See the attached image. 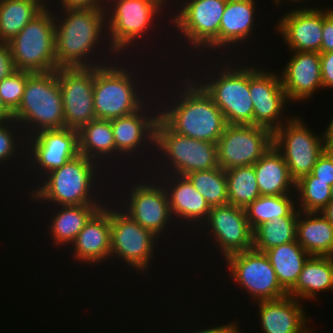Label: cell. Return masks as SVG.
I'll return each instance as SVG.
<instances>
[{"instance_id": "d6a6232c", "label": "cell", "mask_w": 333, "mask_h": 333, "mask_svg": "<svg viewBox=\"0 0 333 333\" xmlns=\"http://www.w3.org/2000/svg\"><path fill=\"white\" fill-rule=\"evenodd\" d=\"M45 7L41 0H0V42L8 43Z\"/></svg>"}, {"instance_id": "d4e9b609", "label": "cell", "mask_w": 333, "mask_h": 333, "mask_svg": "<svg viewBox=\"0 0 333 333\" xmlns=\"http://www.w3.org/2000/svg\"><path fill=\"white\" fill-rule=\"evenodd\" d=\"M69 250L71 258L76 260L74 263L79 265L87 263L86 266L93 268L110 262V200L90 218Z\"/></svg>"}, {"instance_id": "83f0119b", "label": "cell", "mask_w": 333, "mask_h": 333, "mask_svg": "<svg viewBox=\"0 0 333 333\" xmlns=\"http://www.w3.org/2000/svg\"><path fill=\"white\" fill-rule=\"evenodd\" d=\"M79 154L116 174V146L111 121L94 119L78 130ZM111 169V170H110Z\"/></svg>"}, {"instance_id": "5b68a950", "label": "cell", "mask_w": 333, "mask_h": 333, "mask_svg": "<svg viewBox=\"0 0 333 333\" xmlns=\"http://www.w3.org/2000/svg\"><path fill=\"white\" fill-rule=\"evenodd\" d=\"M205 58H190L187 63L190 62L183 64L182 68L186 65L185 72L191 75L221 109L227 124L253 125V101L249 92L250 62L247 61L249 58L208 57L209 61ZM191 60L195 62L191 63Z\"/></svg>"}, {"instance_id": "4dcf8cb0", "label": "cell", "mask_w": 333, "mask_h": 333, "mask_svg": "<svg viewBox=\"0 0 333 333\" xmlns=\"http://www.w3.org/2000/svg\"><path fill=\"white\" fill-rule=\"evenodd\" d=\"M296 241L310 256L333 257V225L320 212L299 211Z\"/></svg>"}, {"instance_id": "d590c367", "label": "cell", "mask_w": 333, "mask_h": 333, "mask_svg": "<svg viewBox=\"0 0 333 333\" xmlns=\"http://www.w3.org/2000/svg\"><path fill=\"white\" fill-rule=\"evenodd\" d=\"M225 174L229 204L246 208L261 196L253 165L234 167Z\"/></svg>"}, {"instance_id": "44dd1931", "label": "cell", "mask_w": 333, "mask_h": 333, "mask_svg": "<svg viewBox=\"0 0 333 333\" xmlns=\"http://www.w3.org/2000/svg\"><path fill=\"white\" fill-rule=\"evenodd\" d=\"M150 175L156 177L164 186L168 195L170 212L177 227L179 226L180 230L187 228L184 230L186 233L192 234L193 230L195 232L207 219L211 210L206 199L196 190L186 176L175 174Z\"/></svg>"}, {"instance_id": "f546056e", "label": "cell", "mask_w": 333, "mask_h": 333, "mask_svg": "<svg viewBox=\"0 0 333 333\" xmlns=\"http://www.w3.org/2000/svg\"><path fill=\"white\" fill-rule=\"evenodd\" d=\"M253 167L261 195L295 194V181L282 154L273 145Z\"/></svg>"}, {"instance_id": "7dc6e473", "label": "cell", "mask_w": 333, "mask_h": 333, "mask_svg": "<svg viewBox=\"0 0 333 333\" xmlns=\"http://www.w3.org/2000/svg\"><path fill=\"white\" fill-rule=\"evenodd\" d=\"M323 130L325 150L333 153V115Z\"/></svg>"}, {"instance_id": "52a82bcc", "label": "cell", "mask_w": 333, "mask_h": 333, "mask_svg": "<svg viewBox=\"0 0 333 333\" xmlns=\"http://www.w3.org/2000/svg\"><path fill=\"white\" fill-rule=\"evenodd\" d=\"M170 3V0L110 1L106 5L107 38L114 53L118 57L123 56L129 58L133 56L135 59L133 54L134 52H138L136 53L138 54L136 59L140 56L139 58L144 60L139 53V50L142 49V45L144 47L142 50L151 51L153 47L155 48L153 44L158 45L157 40H159V38H156L158 36H156L154 32L158 28L159 30H157V32L162 31V26H159L161 21H165L167 18L165 21L166 23L168 22L166 26L170 27V15H168V12H171L169 8ZM167 9H169V11ZM162 17L166 18L163 19ZM159 21L160 23H158ZM155 25H158V28ZM150 32H153V34ZM152 35L155 37L152 40L156 42L151 44L150 37L152 38ZM147 40H149L150 46L147 45L149 42L145 43ZM151 46L152 48L149 50Z\"/></svg>"}, {"instance_id": "681fc988", "label": "cell", "mask_w": 333, "mask_h": 333, "mask_svg": "<svg viewBox=\"0 0 333 333\" xmlns=\"http://www.w3.org/2000/svg\"><path fill=\"white\" fill-rule=\"evenodd\" d=\"M271 1H273V4H274V7H278V6H282L285 2L284 1H286V2H288V1H290L289 2V4L292 6L294 3V6L293 7H296L295 5L297 4L298 5V3H299V5L297 6V7H300V8H303V7H312L311 5H310V3H308V0H271ZM311 1V0H310ZM303 2H306V4H307V6H306V4L304 5L303 4ZM293 3V4H292ZM280 4H282V5H280ZM309 4V5H308ZM304 5V6H303Z\"/></svg>"}, {"instance_id": "3957f363", "label": "cell", "mask_w": 333, "mask_h": 333, "mask_svg": "<svg viewBox=\"0 0 333 333\" xmlns=\"http://www.w3.org/2000/svg\"><path fill=\"white\" fill-rule=\"evenodd\" d=\"M157 57L158 59L155 60V62L152 59L153 62L149 61V65L143 69L140 68L141 63L138 64L134 62L132 57H129V59L128 57L127 59L126 57H118L113 62L94 67L93 104L96 119L111 120L131 114L138 111L155 94L154 88H156L159 75L160 73L162 74V70L163 74L166 70L163 69L165 68V66H163L164 64H162V66L159 65L161 60L159 59V56ZM130 60H132L131 64L129 63ZM156 62L159 66L155 65ZM148 67L149 73L155 72L153 76L152 73H146L148 72ZM154 67L158 71L154 70ZM138 71L141 72V74ZM143 77L146 81L143 80Z\"/></svg>"}, {"instance_id": "7a4b0ae2", "label": "cell", "mask_w": 333, "mask_h": 333, "mask_svg": "<svg viewBox=\"0 0 333 333\" xmlns=\"http://www.w3.org/2000/svg\"><path fill=\"white\" fill-rule=\"evenodd\" d=\"M53 12L58 69L99 67L118 58L107 38L106 9H53Z\"/></svg>"}, {"instance_id": "9a60e30c", "label": "cell", "mask_w": 333, "mask_h": 333, "mask_svg": "<svg viewBox=\"0 0 333 333\" xmlns=\"http://www.w3.org/2000/svg\"><path fill=\"white\" fill-rule=\"evenodd\" d=\"M298 115H292L273 133V146L282 154L295 183L309 175L319 156L325 151L324 135Z\"/></svg>"}, {"instance_id": "5bb4252c", "label": "cell", "mask_w": 333, "mask_h": 333, "mask_svg": "<svg viewBox=\"0 0 333 333\" xmlns=\"http://www.w3.org/2000/svg\"><path fill=\"white\" fill-rule=\"evenodd\" d=\"M78 154V130L44 129L27 137L25 158L27 166L22 178L25 176L29 178L31 174L29 181H32L33 185L25 186L26 191L29 192L46 174L61 167Z\"/></svg>"}, {"instance_id": "bcb514c9", "label": "cell", "mask_w": 333, "mask_h": 333, "mask_svg": "<svg viewBox=\"0 0 333 333\" xmlns=\"http://www.w3.org/2000/svg\"><path fill=\"white\" fill-rule=\"evenodd\" d=\"M239 321L238 319H233L232 321H228L225 324L219 325V324H212V326L209 325V327H207V325L205 326V328L199 327L197 329L193 331H191L190 333H241V323L239 325ZM198 330V331H197Z\"/></svg>"}, {"instance_id": "9c48e42d", "label": "cell", "mask_w": 333, "mask_h": 333, "mask_svg": "<svg viewBox=\"0 0 333 333\" xmlns=\"http://www.w3.org/2000/svg\"><path fill=\"white\" fill-rule=\"evenodd\" d=\"M158 106L154 94L138 111L110 120L116 146V173L141 171V169L146 171L152 165L155 153V128L159 119Z\"/></svg>"}, {"instance_id": "f6af8a7d", "label": "cell", "mask_w": 333, "mask_h": 333, "mask_svg": "<svg viewBox=\"0 0 333 333\" xmlns=\"http://www.w3.org/2000/svg\"><path fill=\"white\" fill-rule=\"evenodd\" d=\"M17 71L8 43L0 42V81Z\"/></svg>"}, {"instance_id": "7402d4cb", "label": "cell", "mask_w": 333, "mask_h": 333, "mask_svg": "<svg viewBox=\"0 0 333 333\" xmlns=\"http://www.w3.org/2000/svg\"><path fill=\"white\" fill-rule=\"evenodd\" d=\"M256 2L258 1L227 0L220 22L218 57H234V55L235 57L237 55L244 57V45L247 46L248 43L250 45L253 42L252 39L254 34H257L256 29L259 27L257 19L259 18L260 9L258 6L260 5ZM257 9L259 12H256ZM238 49L243 51L241 52Z\"/></svg>"}, {"instance_id": "4316f807", "label": "cell", "mask_w": 333, "mask_h": 333, "mask_svg": "<svg viewBox=\"0 0 333 333\" xmlns=\"http://www.w3.org/2000/svg\"><path fill=\"white\" fill-rule=\"evenodd\" d=\"M104 205L86 204L52 206V208L48 206L49 208L47 207L46 209L38 208L41 212L42 210L43 212L47 210L44 213H47L48 210L50 211L49 219L44 217L48 221L47 224H49L45 229L49 234L47 237H50L49 242L51 240V244L55 248L58 247L62 250L63 247H67L68 249L90 218Z\"/></svg>"}, {"instance_id": "8d00e7d4", "label": "cell", "mask_w": 333, "mask_h": 333, "mask_svg": "<svg viewBox=\"0 0 333 333\" xmlns=\"http://www.w3.org/2000/svg\"><path fill=\"white\" fill-rule=\"evenodd\" d=\"M298 216H286L259 225L253 231V249L265 252L275 246L296 241Z\"/></svg>"}, {"instance_id": "2e32d148", "label": "cell", "mask_w": 333, "mask_h": 333, "mask_svg": "<svg viewBox=\"0 0 333 333\" xmlns=\"http://www.w3.org/2000/svg\"><path fill=\"white\" fill-rule=\"evenodd\" d=\"M225 274L248 294L254 303L262 300H274L288 295L280 285L276 273L264 252L255 249L245 250L229 255L223 261ZM226 263V264H225ZM246 292V294H245Z\"/></svg>"}, {"instance_id": "ab89813d", "label": "cell", "mask_w": 333, "mask_h": 333, "mask_svg": "<svg viewBox=\"0 0 333 333\" xmlns=\"http://www.w3.org/2000/svg\"><path fill=\"white\" fill-rule=\"evenodd\" d=\"M32 72L17 70L0 81V97L5 106L13 113L23 97L27 78Z\"/></svg>"}, {"instance_id": "74e56055", "label": "cell", "mask_w": 333, "mask_h": 333, "mask_svg": "<svg viewBox=\"0 0 333 333\" xmlns=\"http://www.w3.org/2000/svg\"><path fill=\"white\" fill-rule=\"evenodd\" d=\"M186 177L210 207L229 204L225 170L214 168L189 173Z\"/></svg>"}, {"instance_id": "cb8c5ba5", "label": "cell", "mask_w": 333, "mask_h": 333, "mask_svg": "<svg viewBox=\"0 0 333 333\" xmlns=\"http://www.w3.org/2000/svg\"><path fill=\"white\" fill-rule=\"evenodd\" d=\"M288 53H292V56L284 63L286 65L282 71L278 70L287 99L290 105L308 102L315 97L314 94L318 93V90L319 92L323 90L320 53L299 51Z\"/></svg>"}, {"instance_id": "f5cc1de1", "label": "cell", "mask_w": 333, "mask_h": 333, "mask_svg": "<svg viewBox=\"0 0 333 333\" xmlns=\"http://www.w3.org/2000/svg\"><path fill=\"white\" fill-rule=\"evenodd\" d=\"M331 198H332V201H333V184L331 186Z\"/></svg>"}, {"instance_id": "ba28073f", "label": "cell", "mask_w": 333, "mask_h": 333, "mask_svg": "<svg viewBox=\"0 0 333 333\" xmlns=\"http://www.w3.org/2000/svg\"><path fill=\"white\" fill-rule=\"evenodd\" d=\"M125 174L127 175V173L121 172L111 175V182L113 183L114 181V183H111L110 186V199L114 203H117L116 205H118V207L132 220L136 221L143 228L150 230L154 235H156L161 242L165 241L163 238L170 240L169 236L174 235V230L176 232L178 229L183 233V230H180L179 227H175L176 223L174 222L170 212L168 195L162 183L156 177L150 175L147 171L141 170L134 171L133 173L128 172L127 176ZM170 228L171 230H169Z\"/></svg>"}, {"instance_id": "f1b7e54d", "label": "cell", "mask_w": 333, "mask_h": 333, "mask_svg": "<svg viewBox=\"0 0 333 333\" xmlns=\"http://www.w3.org/2000/svg\"><path fill=\"white\" fill-rule=\"evenodd\" d=\"M327 292L333 294V257L310 256L288 296L304 303L306 300L319 302V295Z\"/></svg>"}, {"instance_id": "7bdbcfd3", "label": "cell", "mask_w": 333, "mask_h": 333, "mask_svg": "<svg viewBox=\"0 0 333 333\" xmlns=\"http://www.w3.org/2000/svg\"><path fill=\"white\" fill-rule=\"evenodd\" d=\"M333 51V8L323 6V28L321 52Z\"/></svg>"}, {"instance_id": "11a10c76", "label": "cell", "mask_w": 333, "mask_h": 333, "mask_svg": "<svg viewBox=\"0 0 333 333\" xmlns=\"http://www.w3.org/2000/svg\"><path fill=\"white\" fill-rule=\"evenodd\" d=\"M41 1L46 5V2H47L46 0H41Z\"/></svg>"}, {"instance_id": "4fadbf2b", "label": "cell", "mask_w": 333, "mask_h": 333, "mask_svg": "<svg viewBox=\"0 0 333 333\" xmlns=\"http://www.w3.org/2000/svg\"><path fill=\"white\" fill-rule=\"evenodd\" d=\"M17 70L50 72L58 69L55 52V17L45 7L8 42Z\"/></svg>"}, {"instance_id": "30bf717a", "label": "cell", "mask_w": 333, "mask_h": 333, "mask_svg": "<svg viewBox=\"0 0 333 333\" xmlns=\"http://www.w3.org/2000/svg\"><path fill=\"white\" fill-rule=\"evenodd\" d=\"M152 164L146 170L149 174L186 176L195 171L218 168L217 143L179 135L159 118Z\"/></svg>"}, {"instance_id": "d6986e66", "label": "cell", "mask_w": 333, "mask_h": 333, "mask_svg": "<svg viewBox=\"0 0 333 333\" xmlns=\"http://www.w3.org/2000/svg\"><path fill=\"white\" fill-rule=\"evenodd\" d=\"M273 145V133L255 125L227 124L217 142L218 166L223 170L254 165Z\"/></svg>"}, {"instance_id": "f35d334b", "label": "cell", "mask_w": 333, "mask_h": 333, "mask_svg": "<svg viewBox=\"0 0 333 333\" xmlns=\"http://www.w3.org/2000/svg\"><path fill=\"white\" fill-rule=\"evenodd\" d=\"M295 197L300 211L320 212L332 201L331 186L310 173L295 183Z\"/></svg>"}, {"instance_id": "7c38bea8", "label": "cell", "mask_w": 333, "mask_h": 333, "mask_svg": "<svg viewBox=\"0 0 333 333\" xmlns=\"http://www.w3.org/2000/svg\"><path fill=\"white\" fill-rule=\"evenodd\" d=\"M111 252L110 263L115 260L128 266V270L141 276H150V266L158 258L160 239L150 230L132 220L110 199ZM159 244V246H158ZM153 264V265H152ZM149 270V271H148ZM145 273V274H144Z\"/></svg>"}, {"instance_id": "60d3db41", "label": "cell", "mask_w": 333, "mask_h": 333, "mask_svg": "<svg viewBox=\"0 0 333 333\" xmlns=\"http://www.w3.org/2000/svg\"><path fill=\"white\" fill-rule=\"evenodd\" d=\"M311 174L330 186L333 184V153L325 150L315 163Z\"/></svg>"}, {"instance_id": "c3c4849f", "label": "cell", "mask_w": 333, "mask_h": 333, "mask_svg": "<svg viewBox=\"0 0 333 333\" xmlns=\"http://www.w3.org/2000/svg\"><path fill=\"white\" fill-rule=\"evenodd\" d=\"M13 120V113L5 106L0 97V124Z\"/></svg>"}, {"instance_id": "836d02e7", "label": "cell", "mask_w": 333, "mask_h": 333, "mask_svg": "<svg viewBox=\"0 0 333 333\" xmlns=\"http://www.w3.org/2000/svg\"><path fill=\"white\" fill-rule=\"evenodd\" d=\"M245 209L247 221L254 231L259 225L280 217L298 216L295 194L261 195Z\"/></svg>"}, {"instance_id": "8fae6325", "label": "cell", "mask_w": 333, "mask_h": 333, "mask_svg": "<svg viewBox=\"0 0 333 333\" xmlns=\"http://www.w3.org/2000/svg\"><path fill=\"white\" fill-rule=\"evenodd\" d=\"M13 119L22 127L26 138L40 130L65 128L57 70L28 76Z\"/></svg>"}, {"instance_id": "ee69618b", "label": "cell", "mask_w": 333, "mask_h": 333, "mask_svg": "<svg viewBox=\"0 0 333 333\" xmlns=\"http://www.w3.org/2000/svg\"><path fill=\"white\" fill-rule=\"evenodd\" d=\"M320 62L323 91L327 89L331 91L333 89V51L321 52Z\"/></svg>"}, {"instance_id": "b9f144b4", "label": "cell", "mask_w": 333, "mask_h": 333, "mask_svg": "<svg viewBox=\"0 0 333 333\" xmlns=\"http://www.w3.org/2000/svg\"><path fill=\"white\" fill-rule=\"evenodd\" d=\"M46 1V6L52 9H106L104 0H52V2L51 0ZM54 3H56L55 7L53 5Z\"/></svg>"}, {"instance_id": "1f68e13d", "label": "cell", "mask_w": 333, "mask_h": 333, "mask_svg": "<svg viewBox=\"0 0 333 333\" xmlns=\"http://www.w3.org/2000/svg\"><path fill=\"white\" fill-rule=\"evenodd\" d=\"M280 285L288 292L297 282L304 263L310 255L297 241L275 246L264 252Z\"/></svg>"}, {"instance_id": "ac0fdd59", "label": "cell", "mask_w": 333, "mask_h": 333, "mask_svg": "<svg viewBox=\"0 0 333 333\" xmlns=\"http://www.w3.org/2000/svg\"><path fill=\"white\" fill-rule=\"evenodd\" d=\"M249 64V92L253 101V125L274 133L291 116H286L290 103L281 83L278 70H267L262 63ZM262 68V69H261ZM285 114V115H284ZM283 119V120H282Z\"/></svg>"}, {"instance_id": "6da1fadb", "label": "cell", "mask_w": 333, "mask_h": 333, "mask_svg": "<svg viewBox=\"0 0 333 333\" xmlns=\"http://www.w3.org/2000/svg\"><path fill=\"white\" fill-rule=\"evenodd\" d=\"M178 69L181 77L171 78L168 74L159 77L160 83L156 84L159 118L179 135L217 143L227 126L224 114L204 89L187 72L183 73L182 65Z\"/></svg>"}, {"instance_id": "8992f818", "label": "cell", "mask_w": 333, "mask_h": 333, "mask_svg": "<svg viewBox=\"0 0 333 333\" xmlns=\"http://www.w3.org/2000/svg\"><path fill=\"white\" fill-rule=\"evenodd\" d=\"M170 1H172V3H170V8H171L170 11H172L173 9L174 10L169 14L170 26H171L169 28L171 29L173 28L171 30L172 32L171 35L175 37L169 38V40H172L171 43H169L168 41L166 42L169 46L168 49L165 47H163L165 50L161 49L162 45H160L161 47L156 46L157 49L159 47L158 49L159 52L156 53H161V52L163 53L164 51H166L164 52L162 57L166 56L167 54L170 57L173 56L174 57L173 62H175V59L178 58V60H176L177 62L176 64H178L180 58L181 60L182 59L184 60L186 58V60L184 61L182 60L181 62L182 65L185 64V62H187L188 59L191 58L190 55L192 56L193 54L195 56L193 55L192 58L197 56L202 57V55L206 57V59H208V57H218L220 22L222 15L224 13V9L226 7L227 0H180V1L170 0ZM173 1L175 3H173ZM174 33L177 34V36L174 35ZM174 38L175 39L177 38L176 40H178L179 42L176 41ZM171 45L173 46L171 47ZM174 45H176V47H174ZM170 47L172 48V52L174 51L173 53L168 52ZM179 47L182 50V52H180L181 50L178 49ZM176 48L179 52L176 53L177 54L176 56L181 54L180 57L175 56V51H177ZM186 49L188 51L190 49L191 50L190 52H188ZM184 53H186L187 56L190 54L189 57H187L186 54ZM182 54L185 56V58L183 57Z\"/></svg>"}, {"instance_id": "f907efd6", "label": "cell", "mask_w": 333, "mask_h": 333, "mask_svg": "<svg viewBox=\"0 0 333 333\" xmlns=\"http://www.w3.org/2000/svg\"><path fill=\"white\" fill-rule=\"evenodd\" d=\"M322 214L333 225V201L327 204L321 211Z\"/></svg>"}, {"instance_id": "277c9868", "label": "cell", "mask_w": 333, "mask_h": 333, "mask_svg": "<svg viewBox=\"0 0 333 333\" xmlns=\"http://www.w3.org/2000/svg\"><path fill=\"white\" fill-rule=\"evenodd\" d=\"M108 175L99 163L78 154L61 167L50 171L32 190L24 194L30 199L28 201L35 204V209L36 204H41V208L106 204L111 196V175Z\"/></svg>"}, {"instance_id": "816d5d0a", "label": "cell", "mask_w": 333, "mask_h": 333, "mask_svg": "<svg viewBox=\"0 0 333 333\" xmlns=\"http://www.w3.org/2000/svg\"><path fill=\"white\" fill-rule=\"evenodd\" d=\"M304 333H316L312 328H308Z\"/></svg>"}, {"instance_id": "484cf974", "label": "cell", "mask_w": 333, "mask_h": 333, "mask_svg": "<svg viewBox=\"0 0 333 333\" xmlns=\"http://www.w3.org/2000/svg\"><path fill=\"white\" fill-rule=\"evenodd\" d=\"M303 302L291 296L255 302L262 333H304L310 326V315ZM307 313V314H306ZM309 315V317H308Z\"/></svg>"}, {"instance_id": "db71d44e", "label": "cell", "mask_w": 333, "mask_h": 333, "mask_svg": "<svg viewBox=\"0 0 333 333\" xmlns=\"http://www.w3.org/2000/svg\"><path fill=\"white\" fill-rule=\"evenodd\" d=\"M110 1H112V0H104L105 5H107Z\"/></svg>"}, {"instance_id": "603a6c76", "label": "cell", "mask_w": 333, "mask_h": 333, "mask_svg": "<svg viewBox=\"0 0 333 333\" xmlns=\"http://www.w3.org/2000/svg\"><path fill=\"white\" fill-rule=\"evenodd\" d=\"M278 16L274 30L278 32L288 51L321 53L323 8L291 7Z\"/></svg>"}, {"instance_id": "e0dca14e", "label": "cell", "mask_w": 333, "mask_h": 333, "mask_svg": "<svg viewBox=\"0 0 333 333\" xmlns=\"http://www.w3.org/2000/svg\"><path fill=\"white\" fill-rule=\"evenodd\" d=\"M196 231H199V234ZM194 233L193 238L197 237V234L201 235L200 237L205 235L202 238L208 244L204 245L208 248L211 244L210 249L213 245L212 249L216 248L213 252L221 255L218 257L220 260L253 248V230L247 221L245 209L231 204L211 207L207 219Z\"/></svg>"}, {"instance_id": "e575fe53", "label": "cell", "mask_w": 333, "mask_h": 333, "mask_svg": "<svg viewBox=\"0 0 333 333\" xmlns=\"http://www.w3.org/2000/svg\"><path fill=\"white\" fill-rule=\"evenodd\" d=\"M23 156V157H22ZM26 137L22 127L13 119L0 124V169L5 166L9 170L25 171ZM19 159V160H18ZM16 161V162H15ZM3 164V165H2ZM11 164V165H10ZM13 164V165H12ZM17 164V165H16ZM13 168H12V167ZM18 166V167H17ZM11 169H10V168ZM15 168V169H14Z\"/></svg>"}, {"instance_id": "ffe728a7", "label": "cell", "mask_w": 333, "mask_h": 333, "mask_svg": "<svg viewBox=\"0 0 333 333\" xmlns=\"http://www.w3.org/2000/svg\"><path fill=\"white\" fill-rule=\"evenodd\" d=\"M57 76L65 128L79 130L96 119L93 104L94 67L60 68L57 69Z\"/></svg>"}]
</instances>
